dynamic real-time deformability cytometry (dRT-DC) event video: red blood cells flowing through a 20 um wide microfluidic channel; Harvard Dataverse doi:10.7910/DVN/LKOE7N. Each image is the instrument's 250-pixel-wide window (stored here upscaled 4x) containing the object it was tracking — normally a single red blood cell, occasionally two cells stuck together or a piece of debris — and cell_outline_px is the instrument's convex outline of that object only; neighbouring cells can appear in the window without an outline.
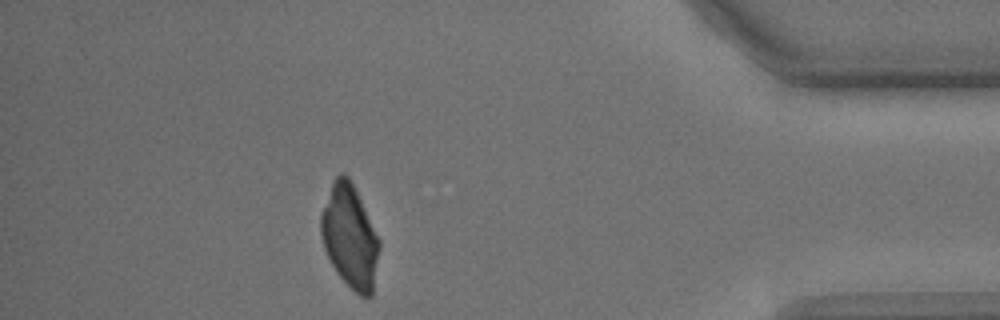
{"species": "common noctule bat (a hibernating species)", "species_latin": "Nyctalus noctula", "temperature_condition": "cold", "stored_images_in_passage": 42, "camera_frame_rate_fps": 3000, "um_per_image_px": 0.085, "animal": {"sex": "male", "body_mass_g": 15.6}, "frame": {"image": 1, "passage_image": 36, "time_ms": 11.667, "image_size_px": [1000, 320], "cell_outline_px": [[380, 248], [372, 296], [360, 296], [336, 272], [324, 248], [320, 232], [320, 216], [332, 180], [340, 172], [344, 172], [348, 176], [380, 240]], "centroid_in_image_um": [29.72, 20.09], "position_along_channel_um": 405.5, "area_um2": 34.68}}